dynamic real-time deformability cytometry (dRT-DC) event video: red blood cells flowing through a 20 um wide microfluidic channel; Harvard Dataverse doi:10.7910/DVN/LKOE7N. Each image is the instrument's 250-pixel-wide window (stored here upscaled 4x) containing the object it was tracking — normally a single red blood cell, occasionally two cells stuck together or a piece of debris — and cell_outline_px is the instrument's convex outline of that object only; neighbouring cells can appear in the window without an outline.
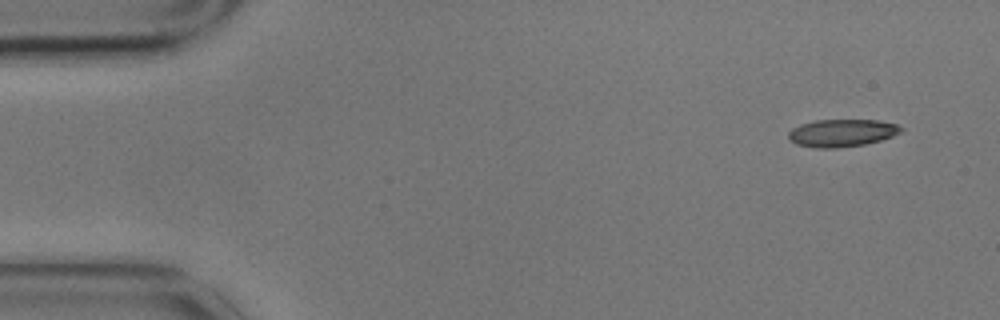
{"species": "common noctule bat (a hibernating species)", "species_latin": "Nyctalus noctula", "temperature_condition": "cold", "stored_images_in_passage": 14, "camera_frame_rate_fps": 3000, "um_per_image_px": 0.085, "animal": {"sex": "male", "body_mass_g": 17.9}, "frame": {"image": 1, "passage_image": 1, "time_ms": 0.0, "image_size_px": [1000, 320], "cell_outline_px": [[904, 128], [900, 132], [892, 136], [880, 140], [864, 144], [836, 148], [816, 148], [796, 144], [788, 136], [788, 132], [792, 128], [800, 124], [816, 120], [880, 120], [896, 124]], "centroid_in_image_um": [71.55, 11.29], "position_along_channel_um": 13.4, "area_um2": 17.98}}
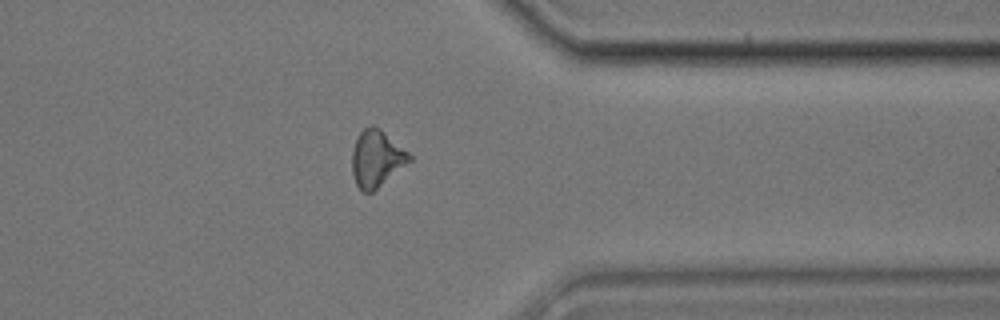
{"frame": {"image": 2, "passage_image": 12, "time_ms": 3.667, "image_size_px": [1000, 320], "cell_outline_px": [[412, 160], [372, 192], [360, 192], [356, 184], [352, 172], [352, 148], [356, 136], [364, 128], [372, 124], [380, 128], [408, 152], [412, 156]], "centroid_in_image_um": [31.98, 13.46], "position_along_channel_um": 379.4, "area_um2": 19.02}}
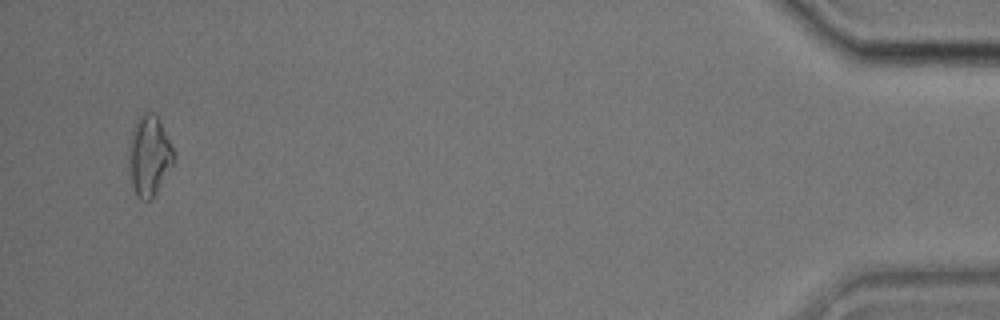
{"frame": {"image": 3, "passage_image": 14, "time_ms": 4.333, "image_size_px": [1000, 320], "cell_outline_px": [[176, 156], [172, 164], [152, 200], [140, 200], [136, 196], [132, 184], [128, 164], [128, 144], [136, 120], [144, 112], [152, 112], [160, 120], [176, 152]], "centroid_in_image_um": [12.68, 13.23], "position_along_channel_um": 422.5, "area_um2": 21.27}}